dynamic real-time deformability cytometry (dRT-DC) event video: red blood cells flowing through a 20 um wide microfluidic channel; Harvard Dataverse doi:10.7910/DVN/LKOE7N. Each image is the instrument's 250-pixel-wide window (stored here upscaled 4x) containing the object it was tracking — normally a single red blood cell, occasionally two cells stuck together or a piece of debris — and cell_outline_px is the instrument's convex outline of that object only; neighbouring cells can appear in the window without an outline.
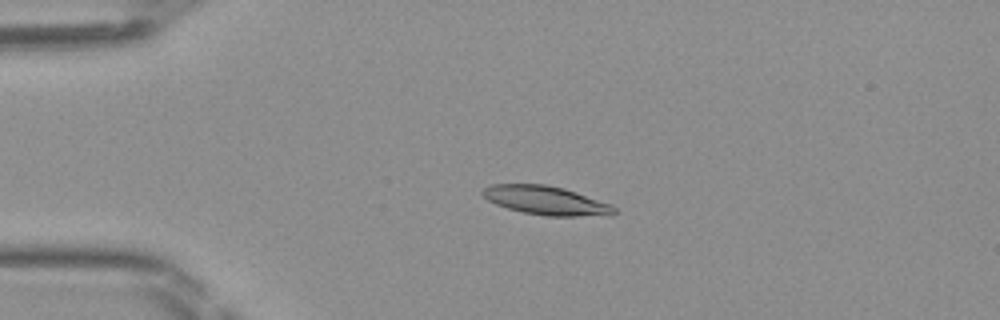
{"species": "Egyptian fruit bat (a non-hibernating species)", "species_latin": "Rousettus aegyptiacus", "temperature_condition": "room temperature", "stored_images_in_passage": 48, "camera_frame_rate_fps": 3000, "um_per_image_px": 0.085, "frame": {"image": 1, "passage_image": 11, "time_ms": 3.333, "image_size_px": [1000, 320], "cell_outline_px": [[616, 212], [612, 216], [548, 216], [524, 212], [508, 208], [496, 204], [488, 200], [480, 192], [484, 188], [492, 184], [544, 184], [564, 188], [612, 204], [616, 208]], "centroid_in_image_um": [46.46, 17.04], "position_along_channel_um": 38.5, "area_um2": 22.14}}
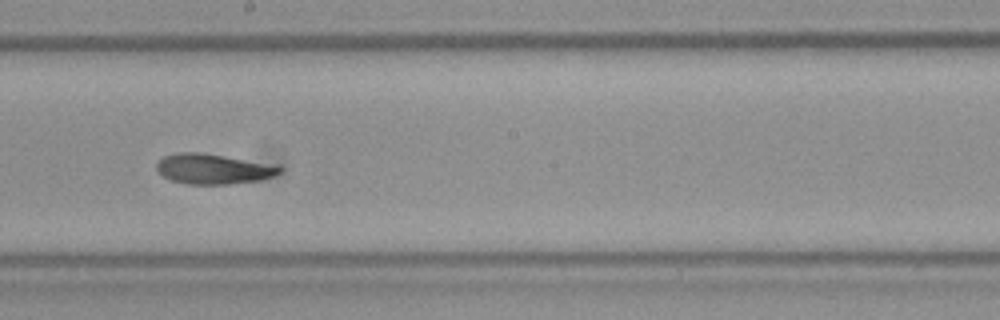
{"frame": {"image": 2, "passage_image": 27, "time_ms": 8.667, "image_size_px": [1000, 320], "cell_outline_px": [[284, 168], [280, 172], [272, 176], [260, 180], [228, 184], [188, 184], [172, 180], [164, 176], [156, 168], [156, 164], [164, 156], [180, 152], [204, 152], [280, 164]], "centroid_in_image_um": [18.22, 14.33], "position_along_channel_um": 230.0, "area_um2": 21.96}}
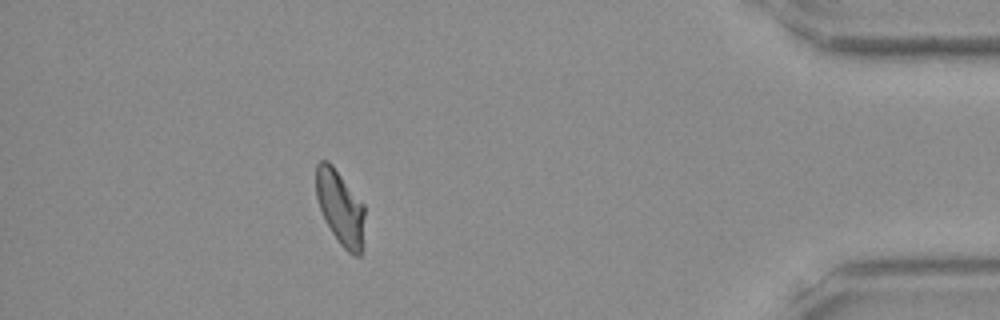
{"frame": {"image": 3, "passage_image": 43, "time_ms": 14.0, "image_size_px": [1000, 320], "cell_outline_px": [[364, 216], [360, 256], [352, 256], [340, 244], [324, 220], [316, 196], [316, 164], [320, 160], [328, 160], [332, 164], [364, 204]], "centroid_in_image_um": [28.9, 17.62], "position_along_channel_um": 406.3, "area_um2": 20.98}}